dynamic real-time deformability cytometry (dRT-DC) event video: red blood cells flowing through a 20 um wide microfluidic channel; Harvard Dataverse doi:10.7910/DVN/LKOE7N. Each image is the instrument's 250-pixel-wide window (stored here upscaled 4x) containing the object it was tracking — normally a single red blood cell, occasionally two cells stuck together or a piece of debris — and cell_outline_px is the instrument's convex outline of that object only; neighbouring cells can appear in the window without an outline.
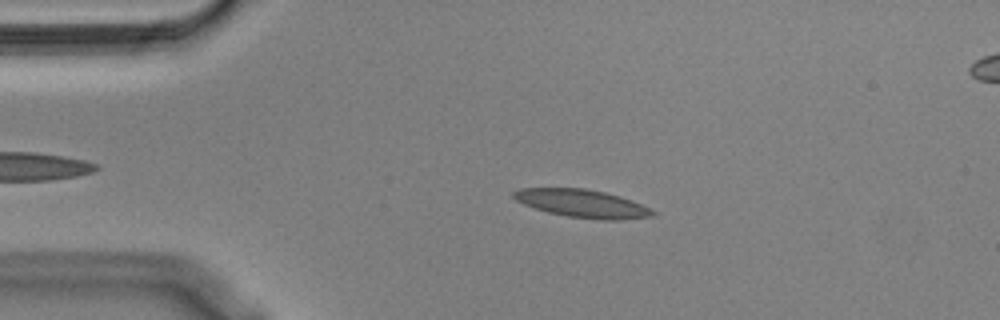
{"species": "Egyptian fruit bat (a non-hibernating species)", "species_latin": "Rousettus aegyptiacus", "temperature_condition": "cold", "stored_images_in_passage": 55, "camera_frame_rate_fps": 3000, "um_per_image_px": 0.085, "animal": {"sex": "male"}, "frame": {"image": 1, "passage_image": 10, "time_ms": 3.0, "image_size_px": [1000, 320], "cell_outline_px": [[656, 212], [652, 216], [620, 220], [600, 220], [568, 216], [548, 212], [524, 204], [516, 200], [512, 196], [512, 192], [520, 188], [584, 188], [604, 192], [620, 196], [632, 200], [652, 208]], "centroid_in_image_um": [49.52, 17.29], "position_along_channel_um": 35.5, "area_um2": 22.66}}
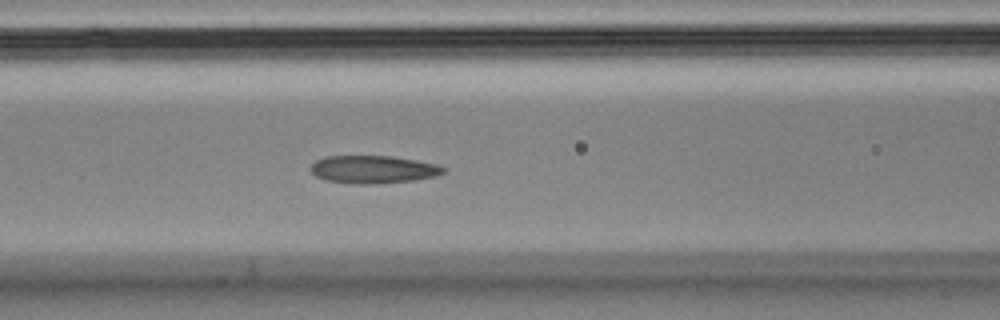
{"frame": {"image": 2, "passage_image": 21, "time_ms": 6.667, "image_size_px": [1000, 320], "cell_outline_px": [[448, 168], [444, 172], [436, 176], [412, 180], [368, 184], [360, 184], [328, 180], [316, 176], [312, 172], [312, 164], [316, 160], [324, 156], [392, 156], [416, 160], [436, 164]], "centroid_in_image_um": [31.75, 14.38], "position_along_channel_um": 134.8, "area_um2": 21.21}}
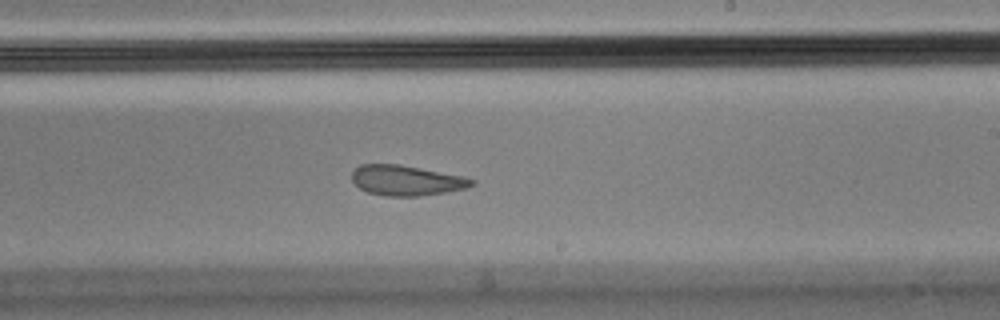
{"frame": {"image": 3, "passage_image": 31, "time_ms": 10.0, "image_size_px": [1000, 320], "cell_outline_px": [[476, 184], [464, 188], [448, 192], [420, 196], [384, 196], [368, 192], [360, 188], [352, 180], [352, 172], [360, 164], [400, 164], [464, 176], [476, 180]], "centroid_in_image_um": [34.57, 15.33], "position_along_channel_um": 254.4, "area_um2": 21.21}}